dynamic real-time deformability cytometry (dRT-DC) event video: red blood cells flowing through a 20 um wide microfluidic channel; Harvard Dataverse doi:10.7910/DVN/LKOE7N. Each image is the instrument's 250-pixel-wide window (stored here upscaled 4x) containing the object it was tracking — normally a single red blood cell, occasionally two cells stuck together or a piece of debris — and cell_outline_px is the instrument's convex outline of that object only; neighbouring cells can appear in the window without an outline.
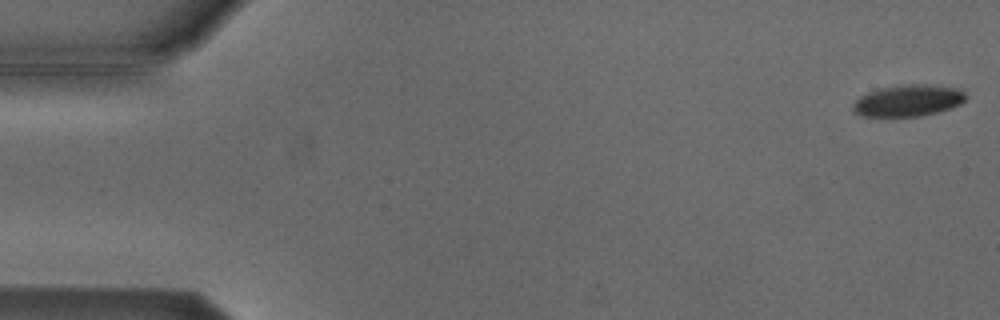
{"species": "Egyptian fruit bat (a non-hibernating species)", "species_latin": "Rousettus aegyptiacus", "temperature_condition": "cold", "stored_images_in_passage": 5, "camera_frame_rate_fps": 3000, "um_per_image_px": 0.085, "animal": {"sex": "male"}, "frame": {"image": 1, "passage_image": 1, "time_ms": 0.0, "image_size_px": [1000, 320], "cell_outline_px": [[968, 96], [960, 104], [952, 108], [920, 116], [864, 116], [856, 112], [852, 108], [856, 100], [860, 96], [868, 92], [880, 88], [904, 84], [924, 84], [960, 88]], "centroid_in_image_um": [77.23, 8.53], "position_along_channel_um": 7.8, "area_um2": 20.69}}